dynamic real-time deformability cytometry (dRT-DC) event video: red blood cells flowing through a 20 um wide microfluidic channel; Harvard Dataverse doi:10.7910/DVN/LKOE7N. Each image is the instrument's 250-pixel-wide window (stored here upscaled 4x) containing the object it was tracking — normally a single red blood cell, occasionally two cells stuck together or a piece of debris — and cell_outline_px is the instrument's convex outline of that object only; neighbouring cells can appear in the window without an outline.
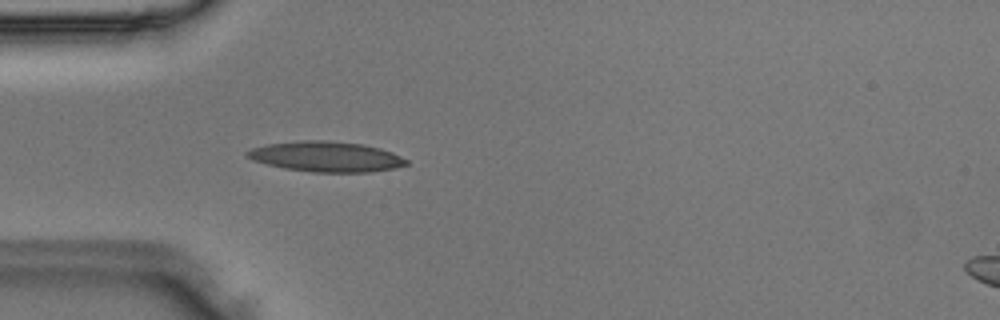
{"species": "Egyptian fruit bat (a non-hibernating species)", "species_latin": "Rousettus aegyptiacus", "temperature_condition": "room temperature", "stored_images_in_passage": 36, "camera_frame_rate_fps": 3000, "um_per_image_px": 0.085, "animal": {"sex": "male"}, "frame": {"image": 1, "passage_image": 2, "time_ms": 0.333, "image_size_px": [1000, 320], "cell_outline_px": [[408, 164], [396, 168], [372, 172], [312, 172], [284, 168], [252, 160], [244, 152], [252, 148], [268, 144], [300, 140], [324, 140], [364, 144], [380, 148], [392, 152], [408, 160]], "centroid_in_image_um": [27.75, 13.31], "position_along_channel_um": 57.3, "area_um2": 28.15}}
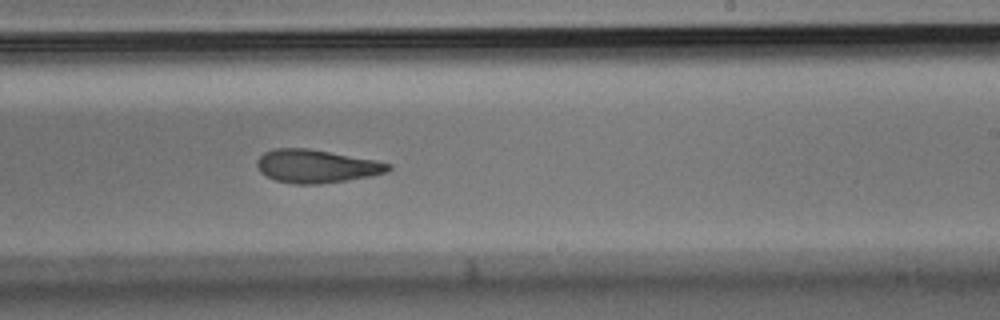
{"frame": {"image": 2, "passage_image": 17, "time_ms": 5.333, "image_size_px": [1000, 320], "cell_outline_px": [[392, 168], [388, 172], [368, 176], [320, 184], [296, 184], [276, 180], [260, 172], [256, 168], [256, 160], [264, 152], [276, 148], [308, 148], [376, 160], [392, 164]], "centroid_in_image_um": [26.88, 14.12], "position_along_channel_um": 262.1, "area_um2": 25.32}}
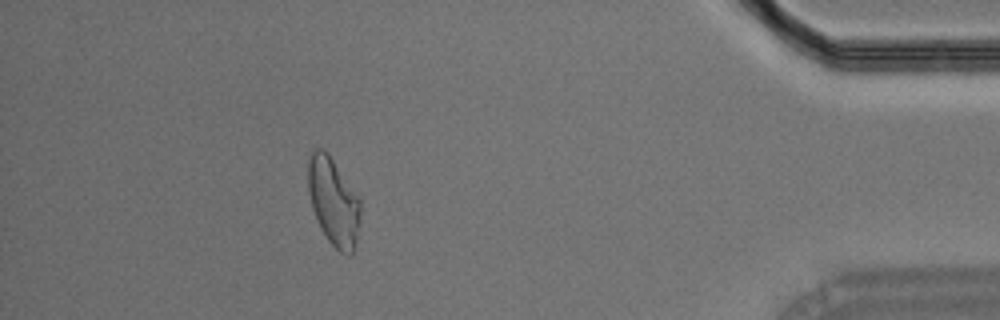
{"frame": {"image": 3, "passage_image": 31, "time_ms": 10.0, "image_size_px": [1000, 320], "cell_outline_px": [[360, 212], [356, 244], [352, 256], [348, 256], [340, 252], [328, 240], [320, 228], [316, 220], [312, 208], [308, 192], [308, 160], [312, 152], [316, 148], [324, 148], [328, 152], [360, 200]], "centroid_in_image_um": [28.33, 17.16], "position_along_channel_um": 406.9, "area_um2": 26.76}}